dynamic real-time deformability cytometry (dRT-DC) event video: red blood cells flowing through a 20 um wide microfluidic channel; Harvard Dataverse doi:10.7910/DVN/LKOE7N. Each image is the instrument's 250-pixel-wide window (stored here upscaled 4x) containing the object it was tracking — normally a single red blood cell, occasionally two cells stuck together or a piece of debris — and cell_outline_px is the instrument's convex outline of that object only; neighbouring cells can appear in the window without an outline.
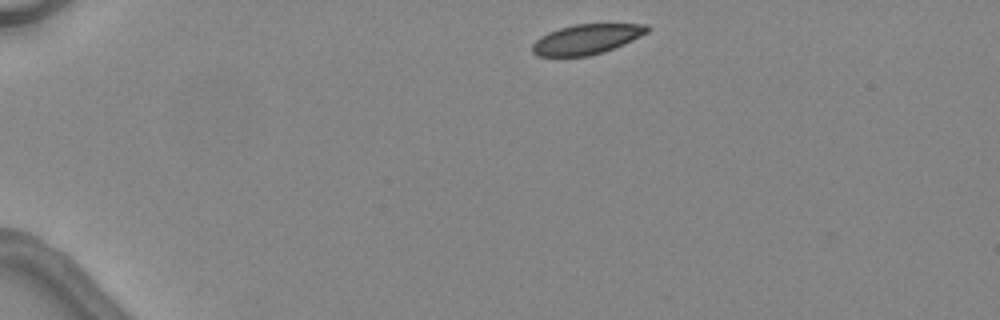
{"species": "common noctule bat (a hibernating species)", "species_latin": "Nyctalus noctula", "temperature_condition": "warm", "stored_images_in_passage": 3, "camera_frame_rate_fps": 3000, "um_per_image_px": 0.085, "animal": {"sex": "female", "body_mass_g": 24.6, "forearm_length_mm": 56.2}, "frame": {"image": 1, "passage_image": 1, "time_ms": 0.0, "image_size_px": [1000, 320], "cell_outline_px": [[648, 32], [624, 44], [604, 52], [588, 56], [536, 56], [532, 52], [532, 44], [540, 36], [548, 32], [560, 28], [576, 24], [648, 24]], "centroid_in_image_um": [49.83, 3.34], "position_along_channel_um": 35.2, "area_um2": 20.0}}